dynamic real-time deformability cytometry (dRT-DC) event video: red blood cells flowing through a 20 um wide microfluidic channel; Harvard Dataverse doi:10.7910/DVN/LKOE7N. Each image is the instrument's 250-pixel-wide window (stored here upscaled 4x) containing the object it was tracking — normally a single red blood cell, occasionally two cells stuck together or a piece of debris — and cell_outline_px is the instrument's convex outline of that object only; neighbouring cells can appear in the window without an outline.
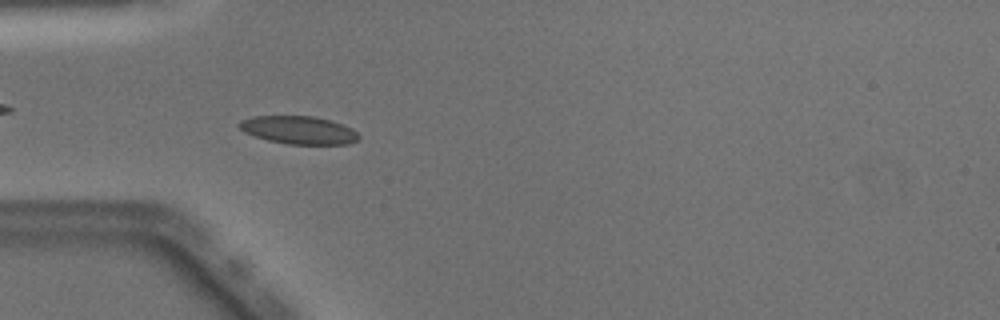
{"species": "Egyptian fruit bat (a non-hibernating species)", "species_latin": "Rousettus aegyptiacus", "temperature_condition": "warm", "stored_images_in_passage": 48, "camera_frame_rate_fps": 3000, "um_per_image_px": 0.085, "animal": {"sex": "male"}, "frame": {"image": 1, "passage_image": 15, "time_ms": 4.667, "image_size_px": [1000, 320], "cell_outline_px": [[360, 136], [356, 140], [348, 144], [288, 144], [268, 140], [244, 132], [236, 124], [240, 120], [252, 116], [312, 116], [328, 120], [352, 128]], "centroid_in_image_um": [25.35, 11.05], "position_along_channel_um": 59.7, "area_um2": 19.31}}
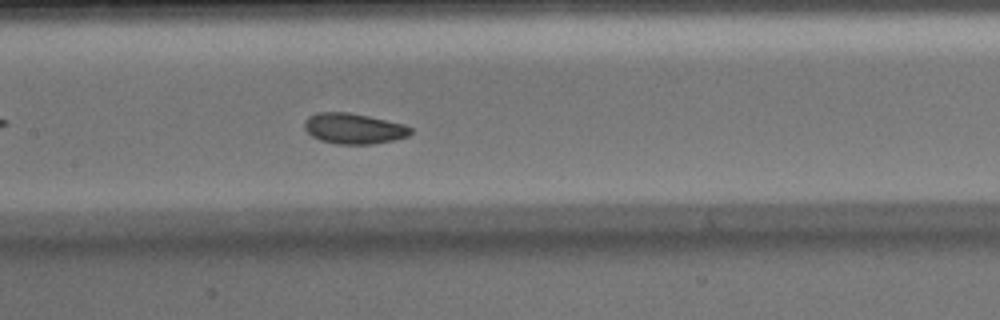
{"frame": {"image": 2, "passage_image": 24, "time_ms": 7.667, "image_size_px": [1000, 320], "cell_outline_px": [[412, 132], [408, 136], [392, 140], [372, 144], [336, 144], [320, 140], [312, 136], [304, 128], [304, 124], [308, 116], [320, 112], [348, 112], [368, 116], [404, 124], [412, 128]], "centroid_in_image_um": [30.06, 10.93], "position_along_channel_um": 177.3, "area_um2": 18.84}}
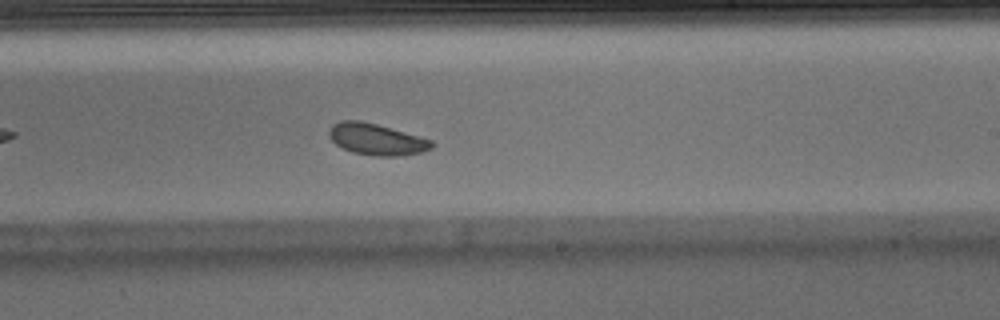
{"frame": {"image": 3, "passage_image": 30, "time_ms": 9.667, "image_size_px": [1000, 320], "cell_outline_px": [[436, 144], [432, 148], [420, 152], [396, 156], [376, 156], [352, 152], [340, 148], [328, 136], [328, 132], [332, 124], [340, 120], [360, 120], [376, 124], [432, 140]], "centroid_in_image_um": [31.96, 11.84], "position_along_channel_um": 257.0, "area_um2": 18.79}, "authors_computed_cell_mechanics": {"area_um2": 18.8428, "velocity_mm_per_s": 3.9995, "shape_relaxation_time_tau1_ms": 2.4328, "shape_relaxation_time_tau2_ms": null, "deformation_change_tau1": 0.0891, "deformation_change_tau2": null}}